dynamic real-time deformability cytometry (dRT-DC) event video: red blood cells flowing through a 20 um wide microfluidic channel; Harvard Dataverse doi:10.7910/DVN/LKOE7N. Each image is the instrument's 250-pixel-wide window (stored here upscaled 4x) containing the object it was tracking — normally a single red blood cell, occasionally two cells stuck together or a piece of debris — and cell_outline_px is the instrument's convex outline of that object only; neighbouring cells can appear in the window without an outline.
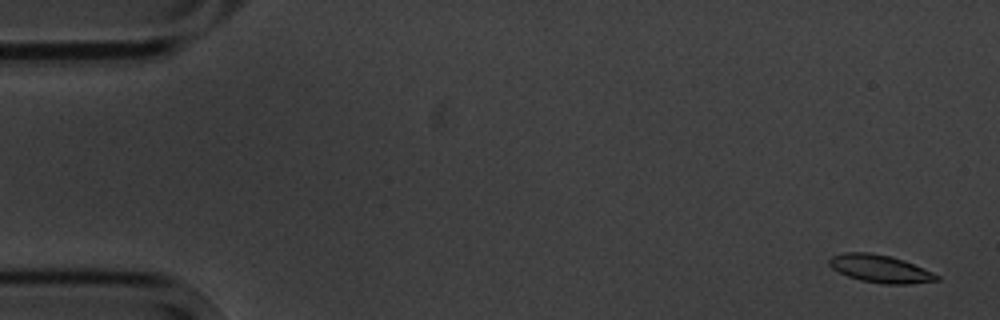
{"species": "common noctule bat (a hibernating species)", "species_latin": "Nyctalus noctula", "temperature_condition": "cold", "stored_images_in_passage": 16, "segment_of_instrument_passage": [1, 2], "camera_frame_rate_fps": 3000, "um_per_image_px": 0.085, "animal": {"sex": "male", "body_mass_g": 20.1, "forearm_length_mm": 53.5}, "frame": {"image": 1, "passage_image": 1, "time_ms": 0.0, "image_size_px": [1000, 320], "cell_outline_px": [[940, 280], [908, 284], [880, 284], [860, 280], [848, 276], [832, 268], [828, 264], [828, 260], [832, 256], [844, 252], [868, 252], [892, 256], [904, 260], [932, 272], [940, 276]], "centroid_in_image_um": [74.81, 22.84], "position_along_channel_um": 10.2, "area_um2": 17.4}}
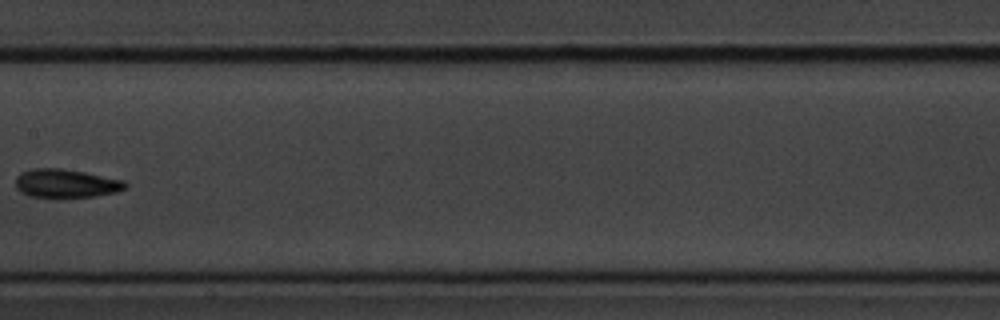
{"frame": {"image": 2, "passage_image": 8, "time_ms": 9.0, "image_size_px": [1000, 320], "cell_outline_px": [[128, 184], [124, 188], [116, 192], [96, 196], [52, 200], [32, 196], [20, 192], [16, 188], [16, 176], [20, 172], [32, 168], [60, 168], [84, 172], [124, 180]], "centroid_in_image_um": [5.56, 15.62], "position_along_channel_um": 201.8, "area_um2": 18.9}}
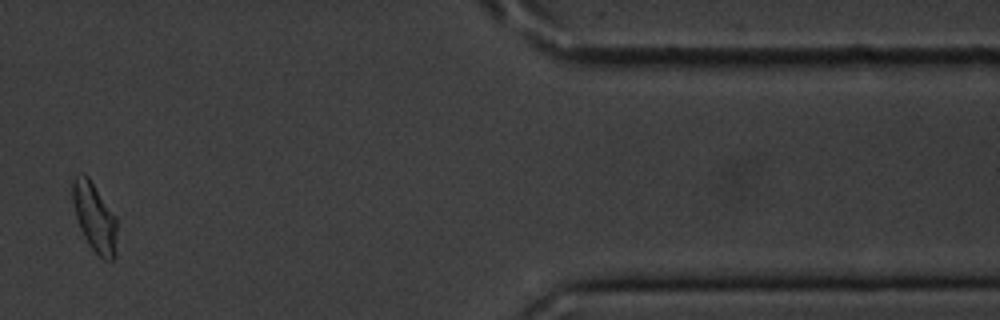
{"frame": {"image": 3, "passage_image": 14, "time_ms": 16.0, "image_size_px": [1000, 320], "cell_outline_px": [[116, 256], [112, 260], [104, 260], [88, 244], [80, 228], [76, 216], [72, 200], [72, 180], [76, 172], [80, 172], [88, 176], [116, 216]], "centroid_in_image_um": [8.03, 18.43], "position_along_channel_um": 403.4, "area_um2": 17.92}}